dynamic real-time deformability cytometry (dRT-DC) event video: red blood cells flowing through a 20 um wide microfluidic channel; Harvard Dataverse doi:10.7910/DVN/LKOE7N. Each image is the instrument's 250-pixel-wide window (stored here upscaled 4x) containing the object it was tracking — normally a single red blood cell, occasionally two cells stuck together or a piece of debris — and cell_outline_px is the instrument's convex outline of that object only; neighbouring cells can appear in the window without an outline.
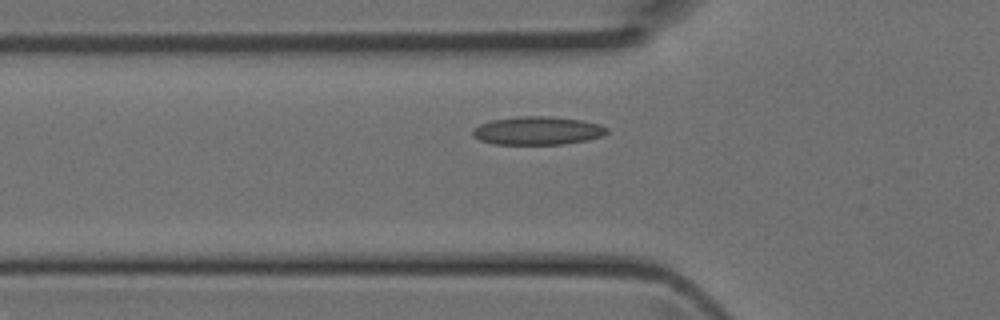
{"species": "Egyptian fruit bat (a non-hibernating species)", "species_latin": "Rousettus aegyptiacus", "temperature_condition": "room temperature", "stored_images_in_passage": 32, "camera_frame_rate_fps": 3000, "um_per_image_px": 0.085, "animal": {"sex": "female"}, "frame": {"image": 1, "passage_image": 7, "time_ms": 2.0, "image_size_px": [1000, 320], "cell_outline_px": [[608, 132], [600, 136], [584, 140], [564, 144], [492, 144], [480, 140], [472, 136], [472, 128], [480, 124], [492, 120], [520, 116], [548, 116], [580, 120], [600, 124], [608, 128]], "centroid_in_image_um": [45.64, 11.1], "position_along_channel_um": 80.2, "area_um2": 22.02}}
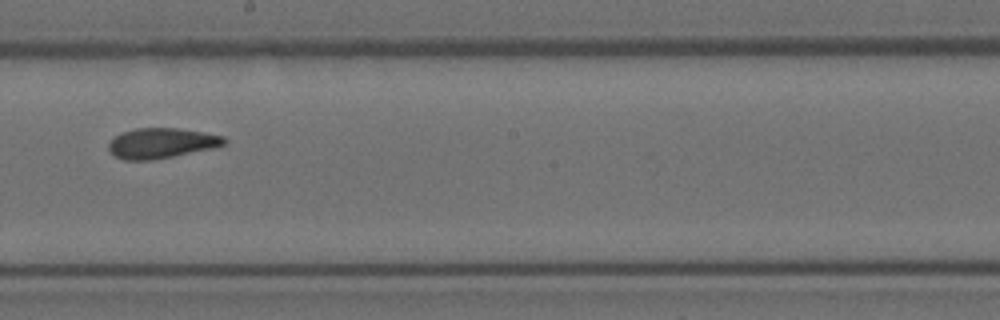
{"frame": {"image": 2, "passage_image": 17, "time_ms": 5.333, "image_size_px": [1000, 320], "cell_outline_px": [[228, 140], [224, 144], [212, 148], [152, 160], [124, 160], [116, 156], [108, 148], [108, 144], [116, 136], [124, 132], [136, 128], [180, 128], [204, 132], [224, 136]], "centroid_in_image_um": [13.75, 12.16], "position_along_channel_um": 234.5, "area_um2": 20.11}}
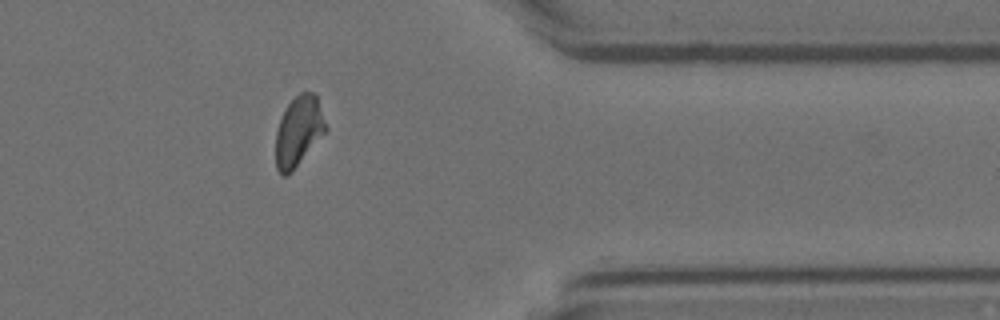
{"frame": {"image": 3, "passage_image": 28, "time_ms": 9.0, "image_size_px": [1000, 320], "cell_outline_px": [[328, 128], [292, 172], [288, 176], [284, 176], [276, 168], [276, 132], [280, 120], [288, 104], [300, 92], [312, 92], [316, 96]], "centroid_in_image_um": [25.37, 11.17], "position_along_channel_um": 386.0, "area_um2": 20.06}}